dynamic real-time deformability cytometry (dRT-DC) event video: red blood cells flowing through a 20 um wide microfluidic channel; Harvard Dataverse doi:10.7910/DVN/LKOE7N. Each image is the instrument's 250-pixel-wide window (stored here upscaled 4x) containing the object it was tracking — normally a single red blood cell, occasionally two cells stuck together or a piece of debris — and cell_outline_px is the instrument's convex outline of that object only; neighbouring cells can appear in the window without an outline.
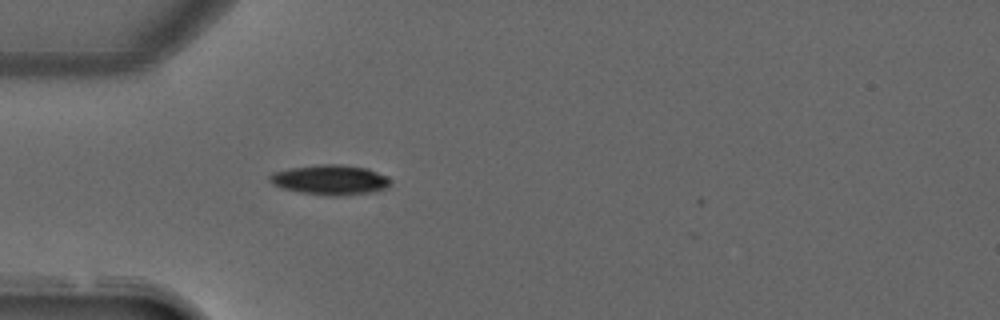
{"species": "common noctule bat (a hibernating species)", "species_latin": "Nyctalus noctula", "temperature_condition": "warm", "stored_images_in_passage": 5, "camera_frame_rate_fps": 3000, "um_per_image_px": 0.085, "animal": {"sex": "male", "forearm_length_mm": 52.5}, "frame": {"image": 1, "passage_image": 1, "time_ms": 0.0, "image_size_px": [1000, 320], "cell_outline_px": [[392, 184], [388, 188], [376, 192], [332, 196], [300, 192], [284, 188], [268, 180], [268, 176], [272, 172], [288, 168], [320, 164], [340, 164], [368, 168], [388, 176], [392, 180]], "centroid_in_image_um": [28.13, 15.27], "position_along_channel_um": 56.9, "area_um2": 21.27}}